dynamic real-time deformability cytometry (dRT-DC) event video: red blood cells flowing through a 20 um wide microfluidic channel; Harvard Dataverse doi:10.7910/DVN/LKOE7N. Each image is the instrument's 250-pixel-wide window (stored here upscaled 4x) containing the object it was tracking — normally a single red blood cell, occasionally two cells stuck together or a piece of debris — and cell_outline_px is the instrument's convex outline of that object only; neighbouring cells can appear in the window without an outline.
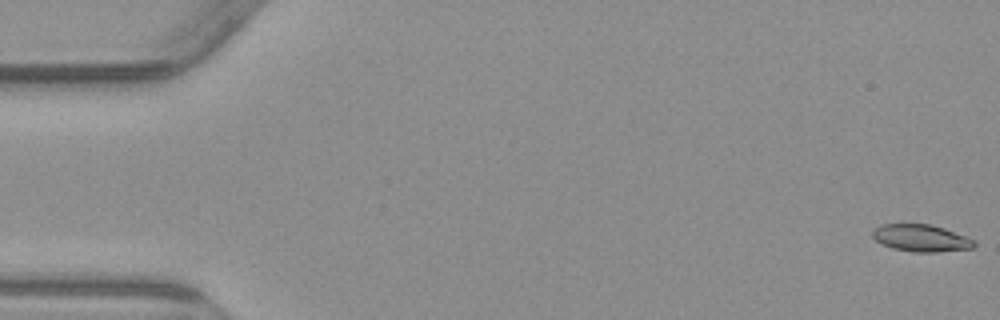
{"species": "common noctule bat (a hibernating species)", "species_latin": "Nyctalus noctula", "temperature_condition": "warm", "stored_images_in_passage": 5, "segment_of_instrument_passage": [1, 2], "camera_frame_rate_fps": 3000, "um_per_image_px": 0.085, "animal": {"sex": "male", "body_mass_g": 23.1, "forearm_length_mm": 52.7}, "frame": {"image": 1, "passage_image": 1, "time_ms": 0.0, "image_size_px": [1000, 320], "cell_outline_px": [[976, 244], [972, 248], [936, 252], [912, 252], [892, 248], [880, 244], [872, 236], [872, 232], [880, 224], [932, 224], [968, 236], [976, 240]], "centroid_in_image_um": [78.31, 20.23], "position_along_channel_um": 6.7, "area_um2": 16.24}}
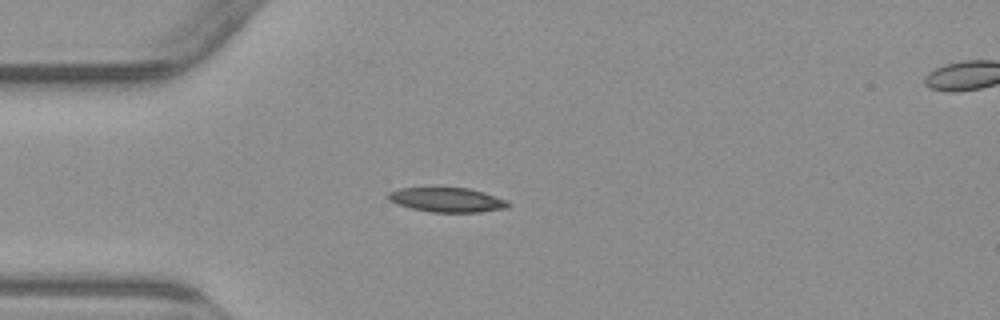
{"frame": {"image": 2, "passage_image": 4, "time_ms": 4.667, "image_size_px": [1000, 320], "cell_outline_px": [[512, 204], [508, 208], [480, 212], [432, 212], [412, 208], [396, 204], [388, 200], [388, 192], [400, 188], [424, 184], [432, 184], [468, 188], [484, 192], [508, 200]], "centroid_in_image_um": [37.96, 16.92], "position_along_channel_um": 47.0, "area_um2": 18.26}}